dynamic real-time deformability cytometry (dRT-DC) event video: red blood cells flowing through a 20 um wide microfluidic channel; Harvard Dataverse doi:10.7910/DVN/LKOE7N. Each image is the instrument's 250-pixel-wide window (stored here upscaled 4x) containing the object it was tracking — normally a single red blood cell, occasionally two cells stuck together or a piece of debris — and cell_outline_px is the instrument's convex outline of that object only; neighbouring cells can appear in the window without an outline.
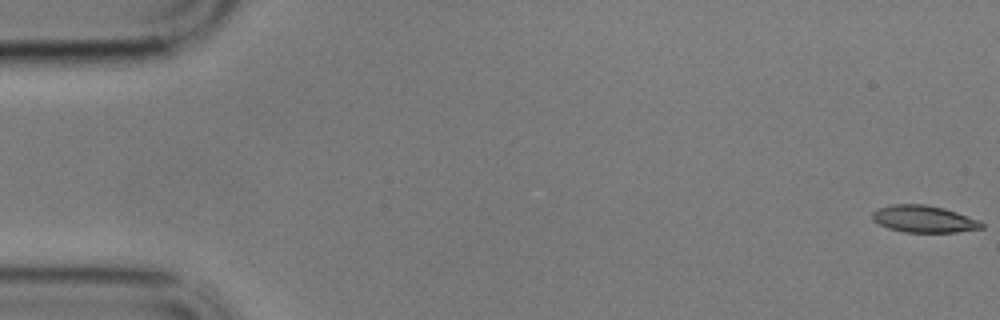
{"species": "common noctule bat (a hibernating species)", "species_latin": "Nyctalus noctula", "temperature_condition": "cold", "stored_images_in_passage": 59, "camera_frame_rate_fps": 3000, "um_per_image_px": 0.085, "animal": {"sex": "male", "body_mass_g": 17.9}, "frame": {"image": 1, "passage_image": 1, "time_ms": 0.0, "image_size_px": [1000, 320], "cell_outline_px": [[984, 228], [956, 232], [904, 232], [888, 228], [872, 220], [872, 212], [880, 208], [892, 204], [924, 204], [944, 208], [980, 220], [984, 224]], "centroid_in_image_um": [78.54, 18.61], "position_along_channel_um": 6.5, "area_um2": 17.17}}
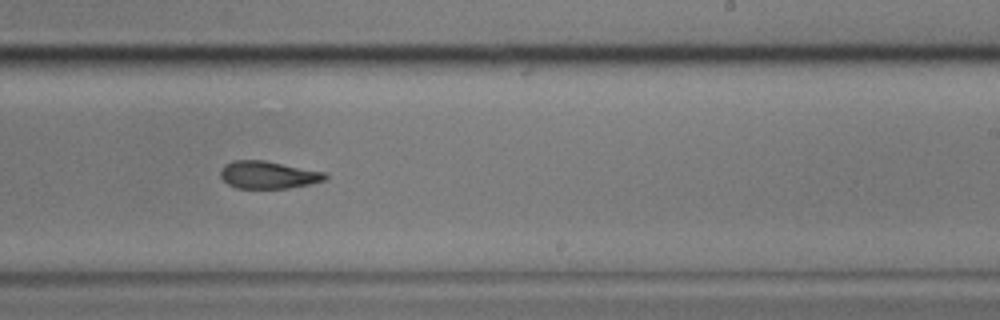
{"frame": {"image": 2, "passage_image": 36, "time_ms": 11.667, "image_size_px": [1000, 320], "cell_outline_px": [[328, 176], [324, 180], [308, 184], [288, 188], [236, 188], [228, 184], [220, 176], [220, 172], [224, 164], [232, 160], [264, 160], [324, 172]], "centroid_in_image_um": [22.75, 14.86], "position_along_channel_um": 266.3, "area_um2": 16.65}}
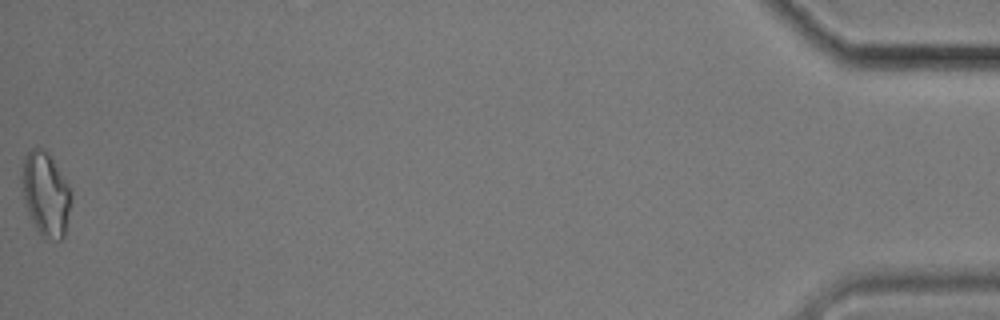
{"frame": {"image": 3, "passage_image": 59, "time_ms": 19.333, "image_size_px": [1000, 320], "cell_outline_px": [[72, 196], [64, 236], [60, 240], [44, 240], [36, 228], [28, 212], [24, 200], [20, 176], [24, 156], [36, 144], [44, 148], [48, 152], [68, 184], [72, 192]], "centroid_in_image_um": [3.87, 16.46], "position_along_channel_um": 431.3, "area_um2": 24.45}, "authors_computed_cell_mechanics": {"area_um2": 17.629, "velocity_mm_per_s": 3.4213, "shape_relaxation_time_tau1_ms": 10.5002, "shape_relaxation_time_tau2_ms": 6.3932, "deformation_change_tau1": 0.229, "deformation_change_tau2": 0.1602}}